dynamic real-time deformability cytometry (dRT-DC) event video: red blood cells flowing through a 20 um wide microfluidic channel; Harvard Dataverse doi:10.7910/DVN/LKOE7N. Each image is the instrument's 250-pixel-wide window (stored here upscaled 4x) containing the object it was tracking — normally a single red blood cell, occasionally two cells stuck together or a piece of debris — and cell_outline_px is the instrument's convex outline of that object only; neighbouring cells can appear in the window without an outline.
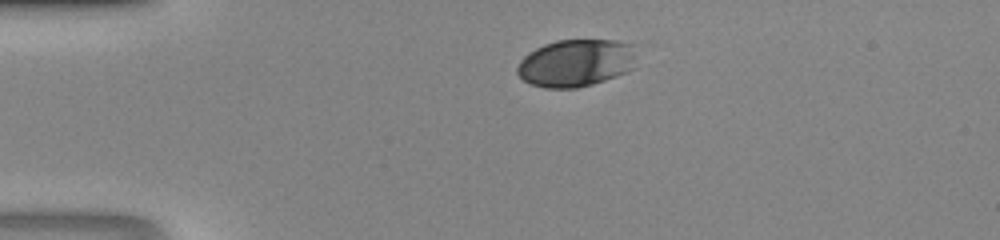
{"species": "human", "species_latin": "Homo sapiens", "temperature_condition": "room temperature", "stored_images_in_passage": 29, "camera_frame_rate_fps": 3000, "um_per_image_px": 0.085, "donor": {"sex": "male"}, "frame": {"image": 1, "passage_image": 1, "time_ms": 0.0, "image_size_px": [1000, 240], "cell_outline_px": [[640, 44], [636, 68], [616, 76], [592, 84], [576, 88], [544, 88], [532, 84], [524, 80], [516, 72], [516, 68], [520, 60], [528, 52], [544, 44], [556, 40], [616, 40]], "centroid_in_image_um": [49.07, 5.32], "position_along_channel_um": 35.9, "area_um2": 33.87}}
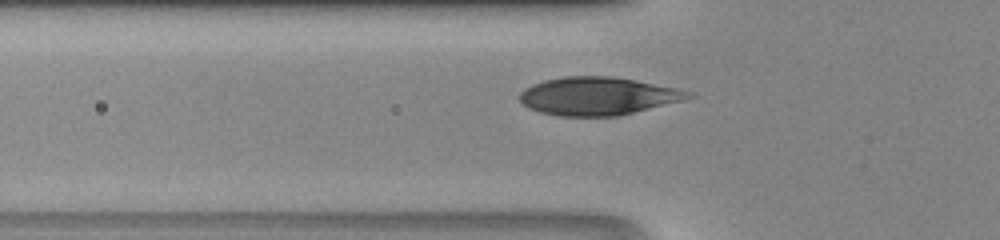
{"frame": {"image": 2, "passage_image": 7, "time_ms": 2.0, "image_size_px": [1000, 240], "cell_outline_px": [[696, 96], [616, 116], [560, 116], [540, 112], [528, 108], [520, 100], [520, 92], [532, 84], [544, 80], [564, 76], [612, 76], [636, 80], [692, 92]], "centroid_in_image_um": [50.75, 8.16], "position_along_channel_um": 75.0, "area_um2": 36.82}}
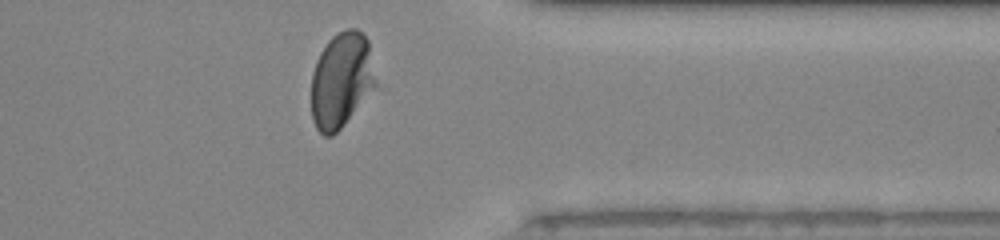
{"frame": {"image": 3, "passage_image": 28, "time_ms": 9.0, "image_size_px": [1000, 240], "cell_outline_px": [[380, 84], [344, 124], [332, 136], [324, 136], [316, 128], [312, 120], [312, 72], [316, 60], [320, 52], [328, 40], [336, 32], [344, 28], [356, 28], [364, 32], [368, 40]], "centroid_in_image_um": [29.07, 6.77], "position_along_channel_um": 382.3, "area_um2": 36.82}}